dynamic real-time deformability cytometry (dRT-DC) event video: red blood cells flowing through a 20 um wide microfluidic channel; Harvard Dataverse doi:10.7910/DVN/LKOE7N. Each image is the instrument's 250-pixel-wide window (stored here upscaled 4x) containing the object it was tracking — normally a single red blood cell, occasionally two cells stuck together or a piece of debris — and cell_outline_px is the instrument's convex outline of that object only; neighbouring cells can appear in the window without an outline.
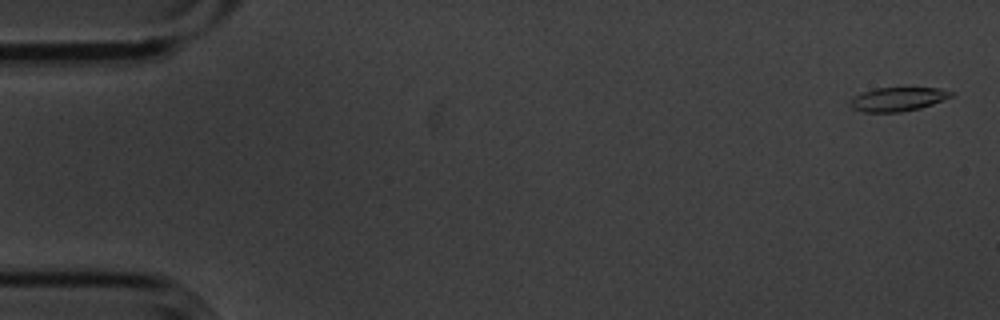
{"species": "common noctule bat (a hibernating species)", "species_latin": "Nyctalus noctula", "temperature_condition": "cold", "stored_images_in_passage": 5, "camera_frame_rate_fps": 3000, "um_per_image_px": 0.085, "animal": {"sex": "male", "body_mass_g": 20.1, "forearm_length_mm": 53.5}, "frame": {"image": 1, "passage_image": 1, "time_ms": 0.0, "image_size_px": [1000, 320], "cell_outline_px": [[956, 92], [952, 96], [932, 104], [920, 108], [900, 112], [864, 112], [852, 108], [848, 104], [856, 96], [864, 92], [876, 88], [940, 88]], "centroid_in_image_um": [76.34, 8.43], "position_along_channel_um": 8.7, "area_um2": 13.87}}
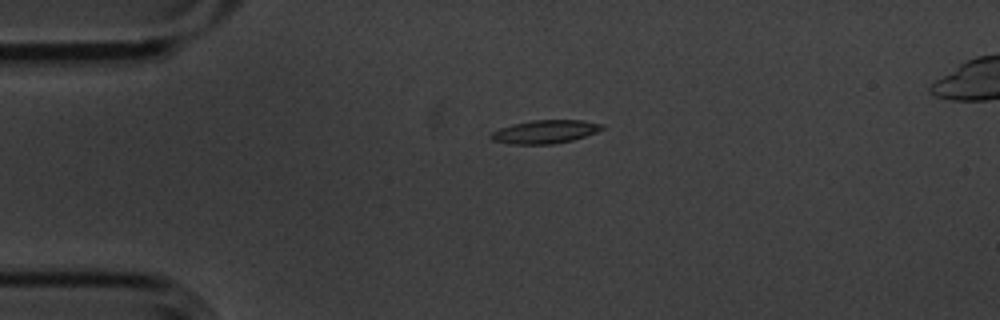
{"frame": {"image": 2, "passage_image": 4, "time_ms": 1.0, "image_size_px": [1000, 320], "cell_outline_px": [[604, 128], [596, 132], [572, 140], [552, 144], [508, 144], [492, 140], [488, 136], [492, 132], [500, 128], [512, 124], [532, 120], [580, 120], [604, 124]], "centroid_in_image_um": [46.29, 11.2], "position_along_channel_um": 38.7, "area_um2": 15.09}}